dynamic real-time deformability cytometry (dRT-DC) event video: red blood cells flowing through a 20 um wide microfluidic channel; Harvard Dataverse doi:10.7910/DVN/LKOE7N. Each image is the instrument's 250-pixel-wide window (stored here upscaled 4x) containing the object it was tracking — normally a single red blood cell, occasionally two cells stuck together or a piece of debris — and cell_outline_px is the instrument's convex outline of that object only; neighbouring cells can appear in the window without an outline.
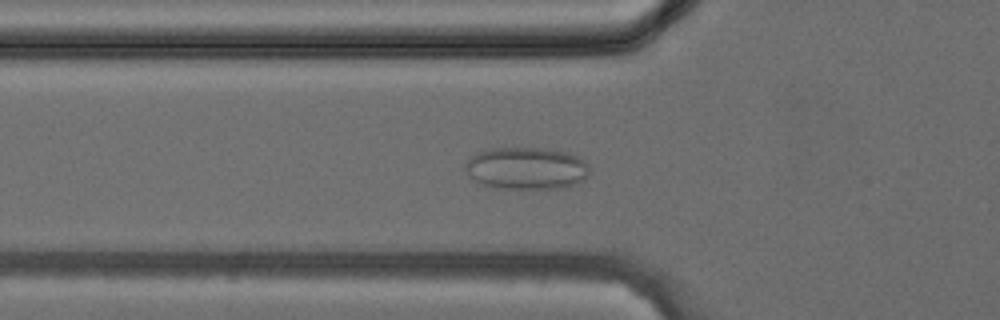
{"species": "common noctule bat (a hibernating species)", "species_latin": "Nyctalus noctula", "temperature_condition": "cold", "stored_images_in_passage": 33, "camera_frame_rate_fps": 3000, "um_per_image_px": 0.085, "animal": {"sex": "female", "body_mass_g": 24.6, "forearm_length_mm": 56.2}, "frame": {"image": 1, "passage_image": 6, "time_ms": 1.667, "image_size_px": [1000, 320], "cell_outline_px": [[588, 176], [584, 180], [576, 184], [560, 188], [504, 188], [484, 184], [476, 180], [464, 168], [464, 164], [476, 152], [492, 148], [548, 148], [568, 152], [580, 156], [588, 164]], "centroid_in_image_um": [44.8, 14.28], "position_along_channel_um": 81.0, "area_um2": 30.52}}
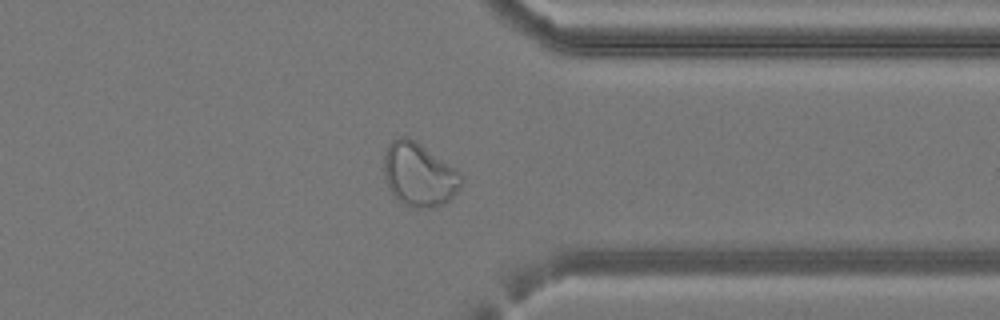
{"frame": {"image": 2, "passage_image": 24, "time_ms": 7.667, "image_size_px": [1000, 320], "cell_outline_px": [[464, 180], [460, 188], [444, 204], [428, 208], [408, 208], [388, 188], [384, 176], [384, 156], [392, 140], [400, 136], [408, 136], [416, 140], [460, 172], [464, 176]], "centroid_in_image_um": [35.63, 14.84], "position_along_channel_um": 375.8, "area_um2": 28.73}}